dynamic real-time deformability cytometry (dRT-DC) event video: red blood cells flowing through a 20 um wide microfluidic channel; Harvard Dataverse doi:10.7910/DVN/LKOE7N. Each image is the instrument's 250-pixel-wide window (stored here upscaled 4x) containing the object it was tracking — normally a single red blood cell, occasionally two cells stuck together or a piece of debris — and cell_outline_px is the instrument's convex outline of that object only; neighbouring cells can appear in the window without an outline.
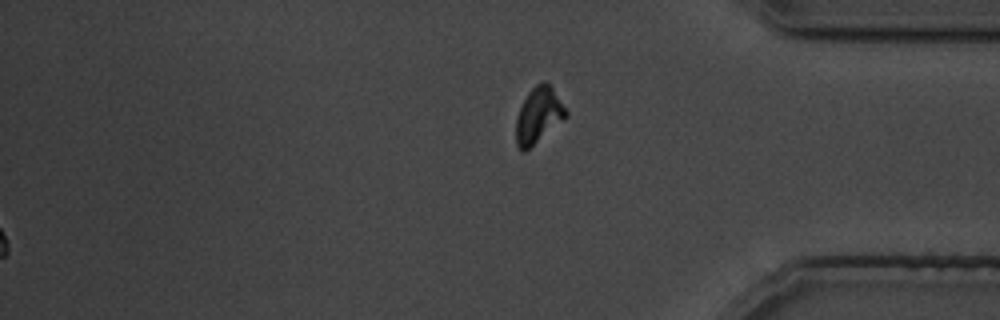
{"species": "common noctule bat (a hibernating species)", "species_latin": "Nyctalus noctula", "temperature_condition": "cold", "stored_images_in_passage": 30, "segment_of_instrument_passage": [2, 2], "camera_frame_rate_fps": 3000, "um_per_image_px": 0.085, "animal": {"sex": "male", "body_mass_g": 19.5, "forearm_length_mm": 54.6}, "frame": {"image": 1, "passage_image": 30, "time_ms": 36.667, "image_size_px": [1000, 320], "cell_outline_px": [[568, 116], [524, 152], [520, 152], [516, 144], [516, 120], [520, 108], [528, 92], [536, 84], [544, 80], [552, 84], [568, 112]], "centroid_in_image_um": [45.79, 9.77], "position_along_channel_um": 389.4, "area_um2": 16.3}}